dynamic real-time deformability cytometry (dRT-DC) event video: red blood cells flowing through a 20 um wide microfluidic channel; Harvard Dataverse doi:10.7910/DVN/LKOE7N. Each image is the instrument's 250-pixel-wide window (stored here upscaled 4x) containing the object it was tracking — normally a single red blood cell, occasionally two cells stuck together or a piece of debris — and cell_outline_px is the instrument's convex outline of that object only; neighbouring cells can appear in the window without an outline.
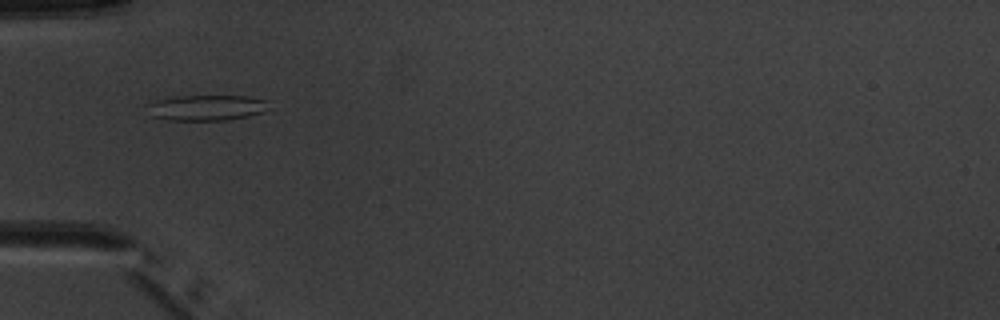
{"species": "common noctule bat (a hibernating species)", "species_latin": "Nyctalus noctula", "temperature_condition": "warm", "stored_images_in_passage": 7, "camera_frame_rate_fps": 3000, "um_per_image_px": 0.085, "animal": {"sex": "male", "body_mass_g": 20.1, "forearm_length_mm": 53.5}, "frame": {"image": 1, "passage_image": 5, "time_ms": 4.667, "image_size_px": [1000, 320], "cell_outline_px": [[272, 100], [264, 112], [248, 116], [228, 120], [168, 120], [152, 116], [144, 104], [156, 100], [172, 96], [244, 96]], "centroid_in_image_um": [17.56, 9.14], "position_along_channel_um": 67.4, "area_um2": 18.44}}
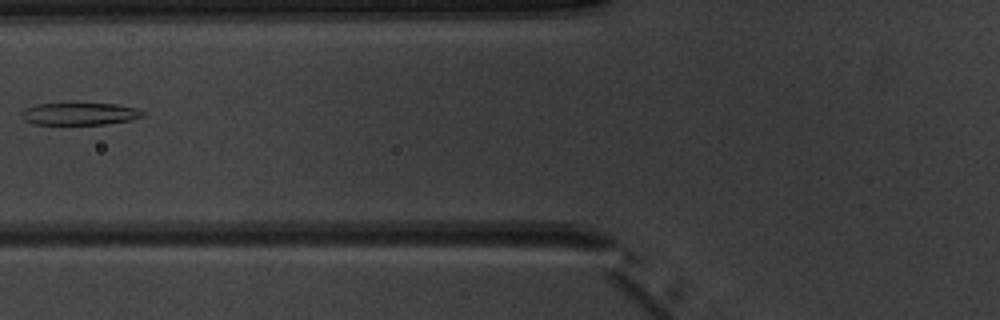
{"frame": {"image": 2, "passage_image": 6, "time_ms": 6.0, "image_size_px": [1000, 320], "cell_outline_px": [[144, 116], [128, 120], [104, 124], [32, 124], [24, 120], [20, 116], [20, 112], [36, 104], [68, 100], [76, 100], [116, 104], [136, 108], [144, 112]], "centroid_in_image_um": [6.71, 9.61], "position_along_channel_um": 119.1, "area_um2": 16.76}}
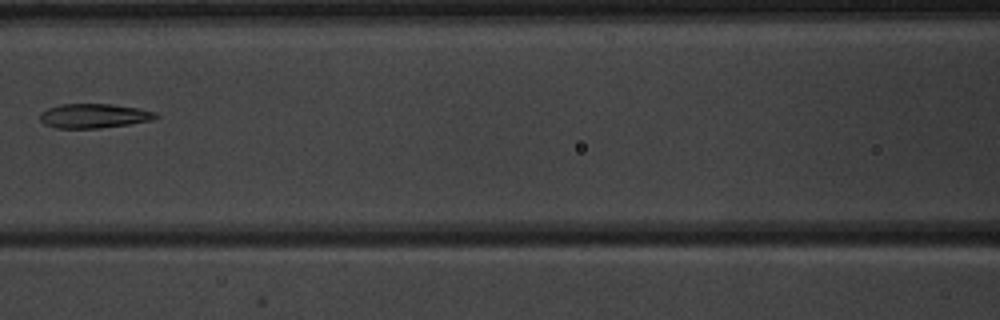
{"frame": {"image": 3, "passage_image": 7, "time_ms": 7.0, "image_size_px": [1000, 320], "cell_outline_px": [[160, 116], [152, 120], [128, 124], [100, 128], [56, 128], [44, 124], [40, 120], [40, 112], [48, 108], [60, 104], [112, 104], [140, 108], [156, 112]], "centroid_in_image_um": [7.99, 9.84], "position_along_channel_um": 158.6, "area_um2": 16.53}}